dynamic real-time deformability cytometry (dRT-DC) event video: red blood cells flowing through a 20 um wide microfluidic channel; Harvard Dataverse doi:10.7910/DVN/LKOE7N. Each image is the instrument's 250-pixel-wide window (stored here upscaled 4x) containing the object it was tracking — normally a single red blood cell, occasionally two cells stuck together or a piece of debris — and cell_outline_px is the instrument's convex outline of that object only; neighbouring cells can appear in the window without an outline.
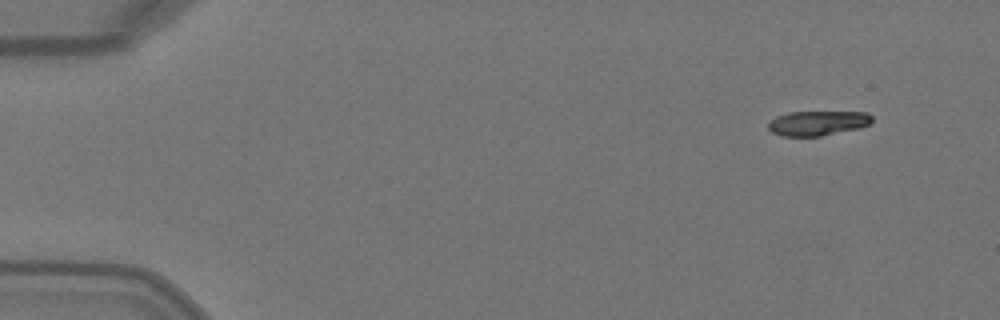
{"species": "Egyptian fruit bat (a non-hibernating species)", "species_latin": "Rousettus aegyptiacus", "temperature_condition": "warm", "stored_images_in_passage": 5, "segment_of_instrument_passage": [1, 2], "camera_frame_rate_fps": 3000, "um_per_image_px": 0.085, "animal": {"sex": "female"}, "frame": {"image": 1, "passage_image": 1, "time_ms": 0.0, "image_size_px": [1000, 320], "cell_outline_px": [[872, 124], [860, 128], [820, 136], [780, 136], [772, 132], [768, 128], [768, 124], [776, 116], [788, 112], [868, 112], [872, 116]], "centroid_in_image_um": [69.53, 10.46], "position_along_channel_um": 15.5, "area_um2": 15.03}}
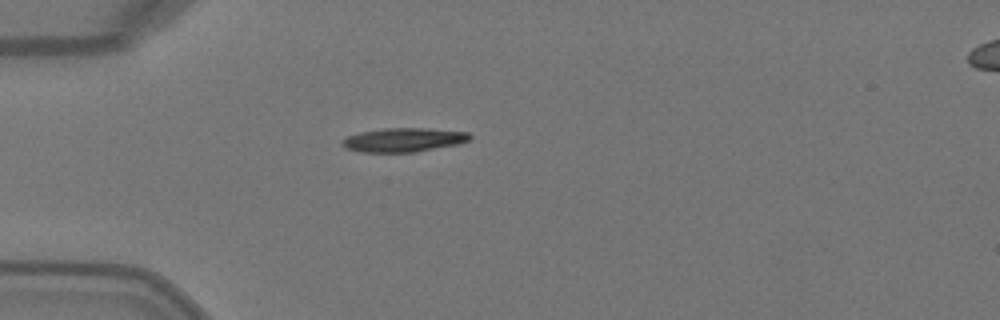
{"frame": {"image": 2, "passage_image": 4, "time_ms": 1.0, "image_size_px": [1000, 320], "cell_outline_px": [[472, 136], [468, 140], [456, 144], [416, 152], [360, 152], [344, 148], [340, 144], [348, 136], [360, 132], [384, 128], [424, 128], [468, 132]], "centroid_in_image_um": [34.27, 11.89], "position_along_channel_um": 50.7, "area_um2": 17.69}}